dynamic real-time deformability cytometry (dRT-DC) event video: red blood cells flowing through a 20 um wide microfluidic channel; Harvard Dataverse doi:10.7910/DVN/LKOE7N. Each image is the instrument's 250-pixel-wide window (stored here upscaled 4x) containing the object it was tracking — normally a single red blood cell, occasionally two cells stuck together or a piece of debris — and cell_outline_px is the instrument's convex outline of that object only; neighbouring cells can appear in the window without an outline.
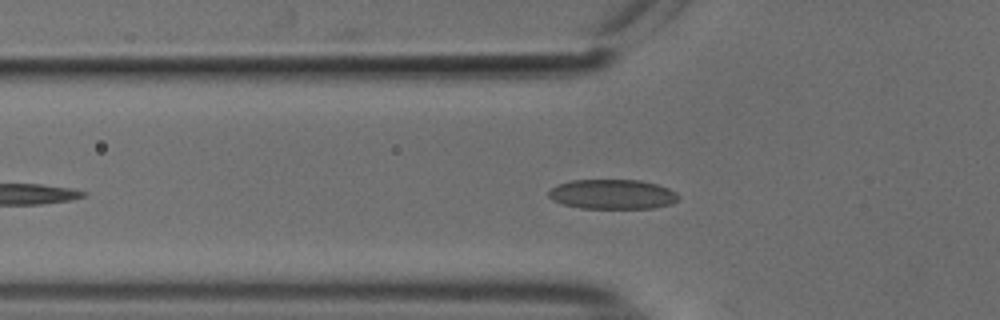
{"species": "common noctule bat (a hibernating species)", "species_latin": "Nyctalus noctula", "temperature_condition": "cold", "stored_images_in_passage": 10, "camera_frame_rate_fps": 3000, "um_per_image_px": 0.085, "animal": {"sex": "male", "body_mass_g": 18.8}, "frame": {"image": 1, "passage_image": 9, "time_ms": 2.667, "image_size_px": [1000, 320], "cell_outline_px": [[680, 196], [672, 204], [652, 208], [580, 208], [564, 204], [552, 200], [548, 196], [548, 192], [556, 184], [572, 180], [640, 180], [656, 184], [668, 188], [676, 192]], "centroid_in_image_um": [52.05, 16.51], "position_along_channel_um": 73.8, "area_um2": 22.48}}